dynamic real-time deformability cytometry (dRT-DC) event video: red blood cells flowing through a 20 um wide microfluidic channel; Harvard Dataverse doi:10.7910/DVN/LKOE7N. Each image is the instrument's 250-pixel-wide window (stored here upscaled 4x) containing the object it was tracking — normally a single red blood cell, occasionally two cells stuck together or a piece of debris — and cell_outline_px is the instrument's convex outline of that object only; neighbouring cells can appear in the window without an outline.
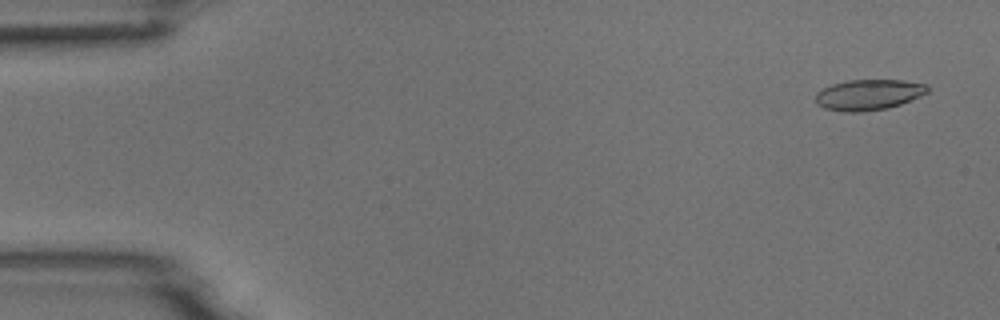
{"species": "common noctule bat (a hibernating species)", "species_latin": "Nyctalus noctula", "temperature_condition": "room temperature", "stored_images_in_passage": 6, "camera_frame_rate_fps": 3000, "um_per_image_px": 0.085, "animal": {"sex": "male", "body_mass_g": 18.8}, "frame": {"image": 1, "passage_image": 1, "time_ms": 0.0, "image_size_px": [1000, 320], "cell_outline_px": [[928, 92], [900, 104], [888, 108], [860, 112], [844, 112], [824, 108], [816, 104], [816, 92], [832, 84], [848, 80], [904, 80], [928, 84]], "centroid_in_image_um": [73.81, 8.05], "position_along_channel_um": 11.2, "area_um2": 20.0}}
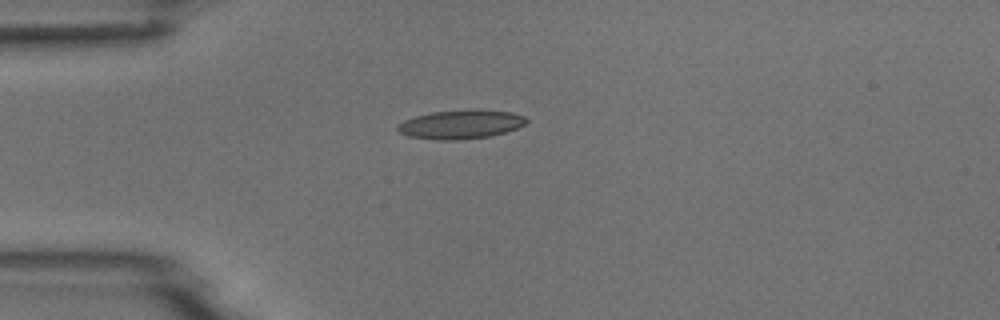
{"frame": {"image": 2, "passage_image": 4, "time_ms": 3.667, "image_size_px": [1000, 320], "cell_outline_px": [[528, 120], [524, 124], [516, 128], [504, 132], [488, 136], [456, 140], [440, 140], [408, 136], [400, 132], [396, 128], [396, 124], [404, 120], [416, 116], [432, 112], [472, 108], [476, 108], [512, 112], [524, 116]], "centroid_in_image_um": [39.15, 10.54], "position_along_channel_um": 45.8, "area_um2": 21.79}}